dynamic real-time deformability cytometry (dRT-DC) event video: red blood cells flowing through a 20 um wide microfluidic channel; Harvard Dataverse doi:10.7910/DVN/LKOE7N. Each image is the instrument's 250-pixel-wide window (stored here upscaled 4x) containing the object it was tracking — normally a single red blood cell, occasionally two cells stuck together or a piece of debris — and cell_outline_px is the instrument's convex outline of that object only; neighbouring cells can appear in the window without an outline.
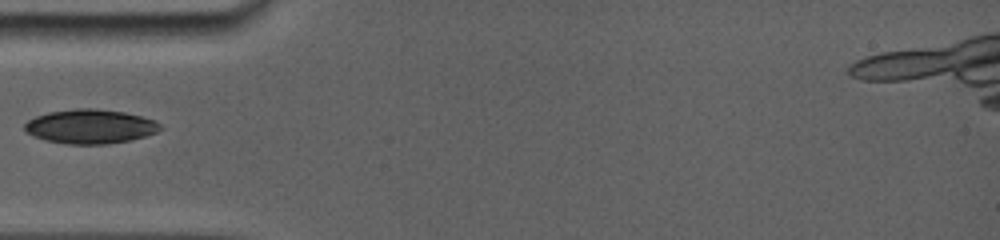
{"species": "common noctule bat (a hibernating species)", "species_latin": "Nyctalus noctula", "temperature_condition": "room temperature", "stored_images_in_passage": 23, "camera_frame_rate_fps": 5000, "um_per_image_px": 0.085, "animal": {"sex": "female", "body_mass_g": 19.0, "forearm_length_mm": 56.7}, "frame": {"image": 1, "passage_image": 1, "time_ms": 0.0, "image_size_px": [1000, 240], "cell_outline_px": [[164, 128], [156, 132], [144, 136], [128, 140], [108, 144], [68, 144], [44, 140], [32, 136], [24, 128], [24, 124], [28, 120], [36, 116], [48, 112], [76, 108], [96, 108], [124, 112], [156, 120]], "centroid_in_image_um": [7.66, 10.74], "position_along_channel_um": 77.3, "area_um2": 27.11}}